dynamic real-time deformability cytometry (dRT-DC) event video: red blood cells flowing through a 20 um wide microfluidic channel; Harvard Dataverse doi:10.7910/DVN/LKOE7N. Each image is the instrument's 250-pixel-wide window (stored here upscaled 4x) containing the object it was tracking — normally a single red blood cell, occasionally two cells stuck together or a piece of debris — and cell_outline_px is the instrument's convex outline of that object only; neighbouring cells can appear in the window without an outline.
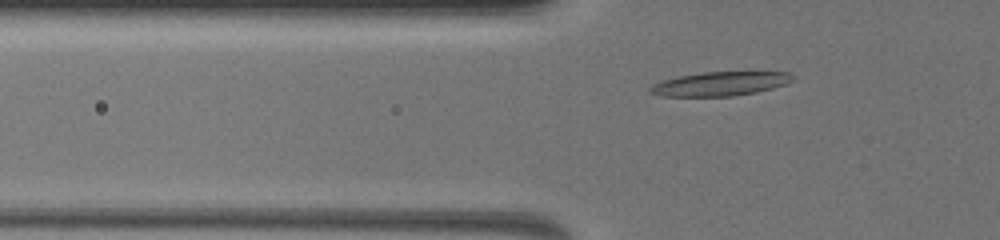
{"species": "common noctule bat (a hibernating species)", "species_latin": "Nyctalus noctula", "temperature_condition": "warm", "stored_images_in_passage": 17, "camera_frame_rate_fps": 3000, "um_per_image_px": 0.085, "animal": {"sex": "female", "body_mass_g": 19.5, "forearm_length_mm": 54.1}, "frame": {"image": 1, "passage_image": 7, "time_ms": 3.333, "image_size_px": [1000, 240], "cell_outline_px": [[796, 76], [788, 84], [756, 92], [732, 96], [664, 96], [648, 92], [648, 88], [664, 80], [676, 76], [704, 72], [788, 72]], "centroid_in_image_um": [61.25, 7.12], "position_along_channel_um": 64.6, "area_um2": 19.88}}
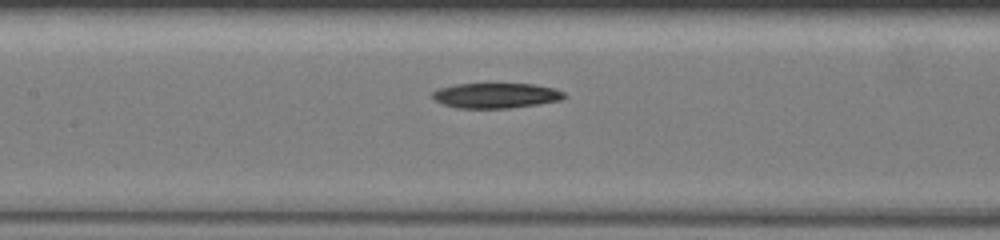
{"frame": {"image": 2, "passage_image": 10, "time_ms": 6.0, "image_size_px": [1000, 240], "cell_outline_px": [[568, 96], [560, 100], [540, 104], [508, 108], [456, 108], [444, 104], [436, 100], [432, 96], [432, 92], [440, 88], [456, 84], [532, 84], [556, 88], [564, 92]], "centroid_in_image_um": [42.2, 8.12], "position_along_channel_um": 165.2, "area_um2": 19.31}}
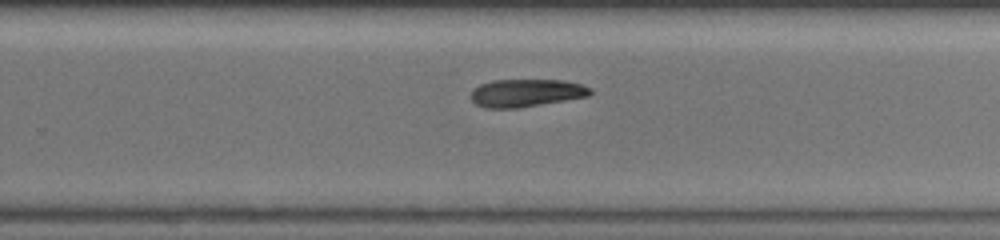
{"frame": {"image": 3, "passage_image": 16, "time_ms": 9.0, "image_size_px": [1000, 240], "cell_outline_px": [[592, 92], [588, 96], [516, 108], [484, 108], [476, 104], [472, 100], [472, 88], [480, 84], [492, 80], [564, 80], [580, 84], [592, 88]], "centroid_in_image_um": [44.7, 7.89], "position_along_channel_um": 285.1, "area_um2": 19.19}}